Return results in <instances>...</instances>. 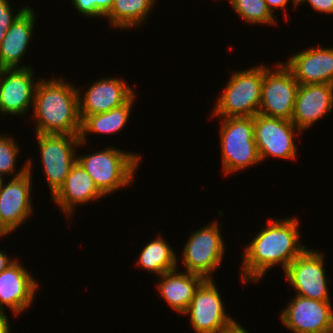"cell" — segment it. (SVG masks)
Here are the masks:
<instances>
[{"mask_svg":"<svg viewBox=\"0 0 333 333\" xmlns=\"http://www.w3.org/2000/svg\"><path fill=\"white\" fill-rule=\"evenodd\" d=\"M253 124L260 161L269 156L288 160L297 157L294 137L302 132L292 121L258 113L253 117Z\"/></svg>","mask_w":333,"mask_h":333,"instance_id":"obj_10","label":"cell"},{"mask_svg":"<svg viewBox=\"0 0 333 333\" xmlns=\"http://www.w3.org/2000/svg\"><path fill=\"white\" fill-rule=\"evenodd\" d=\"M229 4L245 22L250 24H277L275 15L267 8L265 0H229Z\"/></svg>","mask_w":333,"mask_h":333,"instance_id":"obj_25","label":"cell"},{"mask_svg":"<svg viewBox=\"0 0 333 333\" xmlns=\"http://www.w3.org/2000/svg\"><path fill=\"white\" fill-rule=\"evenodd\" d=\"M14 139L9 135H0V175L2 176L16 172L15 163L20 150L17 141Z\"/></svg>","mask_w":333,"mask_h":333,"instance_id":"obj_26","label":"cell"},{"mask_svg":"<svg viewBox=\"0 0 333 333\" xmlns=\"http://www.w3.org/2000/svg\"><path fill=\"white\" fill-rule=\"evenodd\" d=\"M79 93L63 79H40L34 98L36 134L80 135Z\"/></svg>","mask_w":333,"mask_h":333,"instance_id":"obj_2","label":"cell"},{"mask_svg":"<svg viewBox=\"0 0 333 333\" xmlns=\"http://www.w3.org/2000/svg\"><path fill=\"white\" fill-rule=\"evenodd\" d=\"M35 17L33 8H27L7 30L0 43V69L31 67L29 65L20 66L19 63L31 43Z\"/></svg>","mask_w":333,"mask_h":333,"instance_id":"obj_19","label":"cell"},{"mask_svg":"<svg viewBox=\"0 0 333 333\" xmlns=\"http://www.w3.org/2000/svg\"><path fill=\"white\" fill-rule=\"evenodd\" d=\"M33 75L32 67L0 69V115L23 116L34 106L39 80L33 81Z\"/></svg>","mask_w":333,"mask_h":333,"instance_id":"obj_14","label":"cell"},{"mask_svg":"<svg viewBox=\"0 0 333 333\" xmlns=\"http://www.w3.org/2000/svg\"><path fill=\"white\" fill-rule=\"evenodd\" d=\"M221 333H248V332L244 327H242L236 322L234 325H232L228 329H225Z\"/></svg>","mask_w":333,"mask_h":333,"instance_id":"obj_34","label":"cell"},{"mask_svg":"<svg viewBox=\"0 0 333 333\" xmlns=\"http://www.w3.org/2000/svg\"><path fill=\"white\" fill-rule=\"evenodd\" d=\"M324 254L306 249L287 267L285 277L296 295L318 301H331L324 269Z\"/></svg>","mask_w":333,"mask_h":333,"instance_id":"obj_12","label":"cell"},{"mask_svg":"<svg viewBox=\"0 0 333 333\" xmlns=\"http://www.w3.org/2000/svg\"><path fill=\"white\" fill-rule=\"evenodd\" d=\"M308 2L313 11L333 14V0H298V4Z\"/></svg>","mask_w":333,"mask_h":333,"instance_id":"obj_28","label":"cell"},{"mask_svg":"<svg viewBox=\"0 0 333 333\" xmlns=\"http://www.w3.org/2000/svg\"><path fill=\"white\" fill-rule=\"evenodd\" d=\"M290 0H265L267 8L270 10V12L273 14L275 10H282L286 9V6ZM293 3V7L296 8L298 4V0H291Z\"/></svg>","mask_w":333,"mask_h":333,"instance_id":"obj_31","label":"cell"},{"mask_svg":"<svg viewBox=\"0 0 333 333\" xmlns=\"http://www.w3.org/2000/svg\"><path fill=\"white\" fill-rule=\"evenodd\" d=\"M132 89L122 78L113 77L97 79L85 91L83 99L78 88L80 119L92 114L106 113L125 104L135 94Z\"/></svg>","mask_w":333,"mask_h":333,"instance_id":"obj_16","label":"cell"},{"mask_svg":"<svg viewBox=\"0 0 333 333\" xmlns=\"http://www.w3.org/2000/svg\"><path fill=\"white\" fill-rule=\"evenodd\" d=\"M38 281L19 261L0 272V310L4 306L18 315L27 310L35 299Z\"/></svg>","mask_w":333,"mask_h":333,"instance_id":"obj_15","label":"cell"},{"mask_svg":"<svg viewBox=\"0 0 333 333\" xmlns=\"http://www.w3.org/2000/svg\"><path fill=\"white\" fill-rule=\"evenodd\" d=\"M220 148L225 174L261 163L254 139L253 117L220 118Z\"/></svg>","mask_w":333,"mask_h":333,"instance_id":"obj_5","label":"cell"},{"mask_svg":"<svg viewBox=\"0 0 333 333\" xmlns=\"http://www.w3.org/2000/svg\"><path fill=\"white\" fill-rule=\"evenodd\" d=\"M331 303L296 295L281 311L280 320L293 333H333Z\"/></svg>","mask_w":333,"mask_h":333,"instance_id":"obj_13","label":"cell"},{"mask_svg":"<svg viewBox=\"0 0 333 333\" xmlns=\"http://www.w3.org/2000/svg\"><path fill=\"white\" fill-rule=\"evenodd\" d=\"M30 6L22 7L16 14L12 13L9 0H0V43L6 35L7 30L14 21Z\"/></svg>","mask_w":333,"mask_h":333,"instance_id":"obj_27","label":"cell"},{"mask_svg":"<svg viewBox=\"0 0 333 333\" xmlns=\"http://www.w3.org/2000/svg\"><path fill=\"white\" fill-rule=\"evenodd\" d=\"M299 85H333V48L314 47L298 52L284 63Z\"/></svg>","mask_w":333,"mask_h":333,"instance_id":"obj_18","label":"cell"},{"mask_svg":"<svg viewBox=\"0 0 333 333\" xmlns=\"http://www.w3.org/2000/svg\"><path fill=\"white\" fill-rule=\"evenodd\" d=\"M263 75V64L232 73L212 110V117L239 118L257 115L260 108Z\"/></svg>","mask_w":333,"mask_h":333,"instance_id":"obj_3","label":"cell"},{"mask_svg":"<svg viewBox=\"0 0 333 333\" xmlns=\"http://www.w3.org/2000/svg\"><path fill=\"white\" fill-rule=\"evenodd\" d=\"M135 94L123 105L106 113L92 114L81 120L80 142L85 145L87 134H114L123 129L130 118Z\"/></svg>","mask_w":333,"mask_h":333,"instance_id":"obj_22","label":"cell"},{"mask_svg":"<svg viewBox=\"0 0 333 333\" xmlns=\"http://www.w3.org/2000/svg\"><path fill=\"white\" fill-rule=\"evenodd\" d=\"M155 0H114L110 11L105 15L112 27L128 29L145 21Z\"/></svg>","mask_w":333,"mask_h":333,"instance_id":"obj_24","label":"cell"},{"mask_svg":"<svg viewBox=\"0 0 333 333\" xmlns=\"http://www.w3.org/2000/svg\"><path fill=\"white\" fill-rule=\"evenodd\" d=\"M178 271L175 269L163 273L157 288L165 302L173 310L183 314L191 303L195 291L205 279L197 274Z\"/></svg>","mask_w":333,"mask_h":333,"instance_id":"obj_21","label":"cell"},{"mask_svg":"<svg viewBox=\"0 0 333 333\" xmlns=\"http://www.w3.org/2000/svg\"><path fill=\"white\" fill-rule=\"evenodd\" d=\"M213 279H205L195 291L187 310L192 329L196 333H221L236 323L224 308Z\"/></svg>","mask_w":333,"mask_h":333,"instance_id":"obj_11","label":"cell"},{"mask_svg":"<svg viewBox=\"0 0 333 333\" xmlns=\"http://www.w3.org/2000/svg\"><path fill=\"white\" fill-rule=\"evenodd\" d=\"M114 0H92V18L105 17L110 11Z\"/></svg>","mask_w":333,"mask_h":333,"instance_id":"obj_29","label":"cell"},{"mask_svg":"<svg viewBox=\"0 0 333 333\" xmlns=\"http://www.w3.org/2000/svg\"><path fill=\"white\" fill-rule=\"evenodd\" d=\"M142 157L116 148H105L90 155L77 156V162L92 177L98 190L109 195L133 183V176Z\"/></svg>","mask_w":333,"mask_h":333,"instance_id":"obj_4","label":"cell"},{"mask_svg":"<svg viewBox=\"0 0 333 333\" xmlns=\"http://www.w3.org/2000/svg\"><path fill=\"white\" fill-rule=\"evenodd\" d=\"M266 228L248 243L242 255V282L259 281L267 271L281 263L285 271L288 265L307 248L299 241V220H269ZM276 265V266H275Z\"/></svg>","mask_w":333,"mask_h":333,"instance_id":"obj_1","label":"cell"},{"mask_svg":"<svg viewBox=\"0 0 333 333\" xmlns=\"http://www.w3.org/2000/svg\"><path fill=\"white\" fill-rule=\"evenodd\" d=\"M74 7L82 15L92 17V0H71Z\"/></svg>","mask_w":333,"mask_h":333,"instance_id":"obj_30","label":"cell"},{"mask_svg":"<svg viewBox=\"0 0 333 333\" xmlns=\"http://www.w3.org/2000/svg\"><path fill=\"white\" fill-rule=\"evenodd\" d=\"M32 164L31 159L26 161L8 184L2 182L0 186V236L14 232L33 211Z\"/></svg>","mask_w":333,"mask_h":333,"instance_id":"obj_7","label":"cell"},{"mask_svg":"<svg viewBox=\"0 0 333 333\" xmlns=\"http://www.w3.org/2000/svg\"><path fill=\"white\" fill-rule=\"evenodd\" d=\"M44 176L53 197L77 162L76 147H81L79 135L36 134ZM75 149V151H74Z\"/></svg>","mask_w":333,"mask_h":333,"instance_id":"obj_6","label":"cell"},{"mask_svg":"<svg viewBox=\"0 0 333 333\" xmlns=\"http://www.w3.org/2000/svg\"><path fill=\"white\" fill-rule=\"evenodd\" d=\"M275 67L264 65L259 114L291 121L299 83L284 63Z\"/></svg>","mask_w":333,"mask_h":333,"instance_id":"obj_9","label":"cell"},{"mask_svg":"<svg viewBox=\"0 0 333 333\" xmlns=\"http://www.w3.org/2000/svg\"><path fill=\"white\" fill-rule=\"evenodd\" d=\"M217 221L192 232L181 255L186 272L213 279L212 272L221 265L224 242Z\"/></svg>","mask_w":333,"mask_h":333,"instance_id":"obj_8","label":"cell"},{"mask_svg":"<svg viewBox=\"0 0 333 333\" xmlns=\"http://www.w3.org/2000/svg\"><path fill=\"white\" fill-rule=\"evenodd\" d=\"M333 108L332 84L299 85L291 121L305 131Z\"/></svg>","mask_w":333,"mask_h":333,"instance_id":"obj_17","label":"cell"},{"mask_svg":"<svg viewBox=\"0 0 333 333\" xmlns=\"http://www.w3.org/2000/svg\"><path fill=\"white\" fill-rule=\"evenodd\" d=\"M0 333H10V322L5 311H0Z\"/></svg>","mask_w":333,"mask_h":333,"instance_id":"obj_32","label":"cell"},{"mask_svg":"<svg viewBox=\"0 0 333 333\" xmlns=\"http://www.w3.org/2000/svg\"><path fill=\"white\" fill-rule=\"evenodd\" d=\"M13 262H15V258L14 260H12L10 257L8 258L5 252L0 250V272L9 267Z\"/></svg>","mask_w":333,"mask_h":333,"instance_id":"obj_33","label":"cell"},{"mask_svg":"<svg viewBox=\"0 0 333 333\" xmlns=\"http://www.w3.org/2000/svg\"><path fill=\"white\" fill-rule=\"evenodd\" d=\"M4 180H5V179L3 178V176L0 175V186H1V184H2V182H3Z\"/></svg>","mask_w":333,"mask_h":333,"instance_id":"obj_35","label":"cell"},{"mask_svg":"<svg viewBox=\"0 0 333 333\" xmlns=\"http://www.w3.org/2000/svg\"><path fill=\"white\" fill-rule=\"evenodd\" d=\"M176 256L169 243L158 235L156 239L144 246L136 265L161 276L165 272L177 269L178 259Z\"/></svg>","mask_w":333,"mask_h":333,"instance_id":"obj_23","label":"cell"},{"mask_svg":"<svg viewBox=\"0 0 333 333\" xmlns=\"http://www.w3.org/2000/svg\"><path fill=\"white\" fill-rule=\"evenodd\" d=\"M104 195L96 187L92 177L78 163L71 168L61 189L52 197L53 203L62 209L67 218L78 204L98 200ZM91 200V201H90Z\"/></svg>","mask_w":333,"mask_h":333,"instance_id":"obj_20","label":"cell"}]
</instances>
